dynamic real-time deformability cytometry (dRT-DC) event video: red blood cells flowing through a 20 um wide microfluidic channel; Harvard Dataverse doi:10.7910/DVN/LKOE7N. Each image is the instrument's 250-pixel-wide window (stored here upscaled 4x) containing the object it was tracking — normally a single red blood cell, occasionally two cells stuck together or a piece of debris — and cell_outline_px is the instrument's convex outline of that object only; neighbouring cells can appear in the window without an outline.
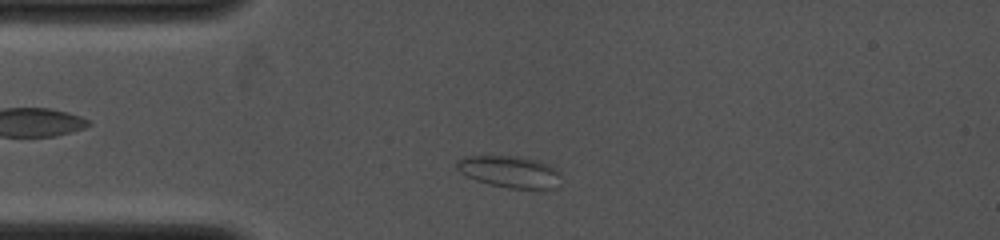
{"species": "common noctule bat (a hibernating species)", "species_latin": "Nyctalus noctula", "temperature_condition": "cold", "stored_images_in_passage": 21, "camera_frame_rate_fps": 4000, "um_per_image_px": 0.085, "animal": {"sex": "female", "body_mass_g": 19.0, "forearm_length_mm": 53.3}, "frame": {"image": 1, "passage_image": 4, "time_ms": 1.25, "image_size_px": [1000, 240], "cell_outline_px": [[560, 188], [508, 188], [476, 180], [460, 172], [456, 168], [456, 160], [464, 156], [516, 156], [536, 160], [548, 164], [556, 168], [560, 172]], "centroid_in_image_um": [43.35, 14.59], "position_along_channel_um": 41.7, "area_um2": 19.31}}
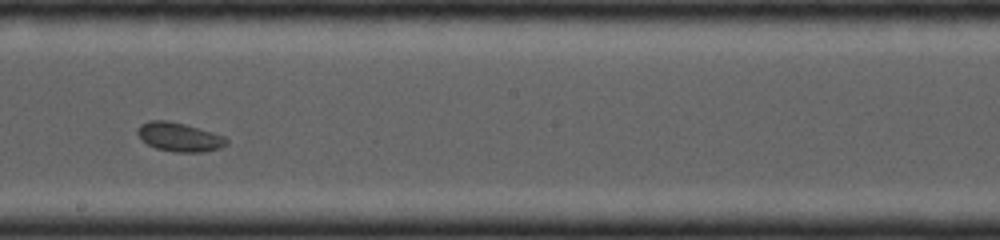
{"frame": {"image": 2, "passage_image": 13, "time_ms": 6.0, "image_size_px": [1000, 240], "cell_outline_px": [[228, 144], [220, 148], [200, 152], [176, 152], [156, 148], [148, 144], [136, 132], [140, 124], [148, 120], [168, 120], [184, 124], [212, 132], [224, 136], [228, 140]], "centroid_in_image_um": [15.25, 11.64], "position_along_channel_um": 233.0, "area_um2": 14.85}}
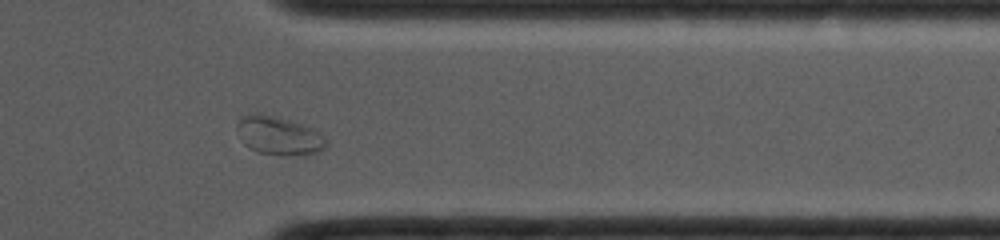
{"frame": {"image": 3, "passage_image": 20, "time_ms": 9.5, "image_size_px": [1000, 240], "cell_outline_px": [[328, 144], [320, 152], [308, 156], [304, 156], [260, 152], [248, 148], [244, 144], [236, 128], [236, 124], [244, 116], [256, 112], [276, 116], [312, 128], [320, 132], [324, 136]], "centroid_in_image_um": [23.74, 11.54], "position_along_channel_um": 387.7, "area_um2": 20.0}}